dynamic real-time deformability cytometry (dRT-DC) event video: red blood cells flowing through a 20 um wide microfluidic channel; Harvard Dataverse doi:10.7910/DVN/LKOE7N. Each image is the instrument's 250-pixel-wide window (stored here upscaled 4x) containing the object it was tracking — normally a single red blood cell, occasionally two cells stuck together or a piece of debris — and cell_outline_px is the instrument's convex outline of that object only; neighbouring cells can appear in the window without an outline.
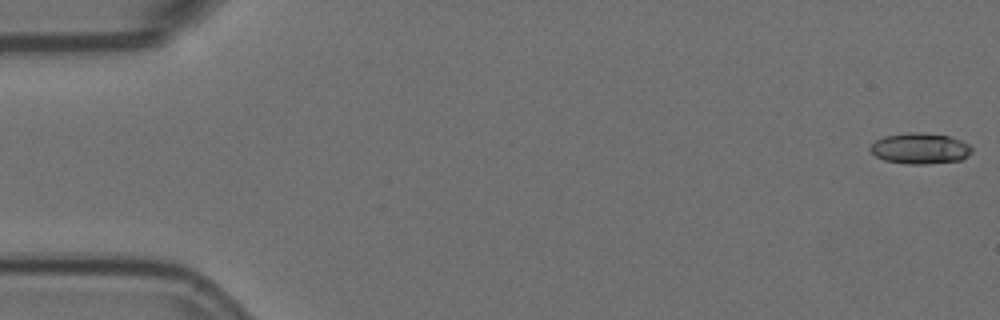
{"species": "Egyptian fruit bat (a non-hibernating species)", "species_latin": "Rousettus aegyptiacus", "temperature_condition": "room temperature", "stored_images_in_passage": 6, "camera_frame_rate_fps": 3000, "um_per_image_px": 0.085, "animal": {"sex": "female"}, "frame": {"image": 1, "passage_image": 1, "time_ms": 0.0, "image_size_px": [1000, 320], "cell_outline_px": [[972, 152], [968, 156], [960, 160], [924, 164], [908, 164], [884, 160], [876, 156], [868, 148], [876, 140], [884, 136], [912, 132], [920, 132], [948, 136], [960, 140], [968, 144], [972, 148]], "centroid_in_image_um": [78.2, 12.62], "position_along_channel_um": 6.8, "area_um2": 18.15}}
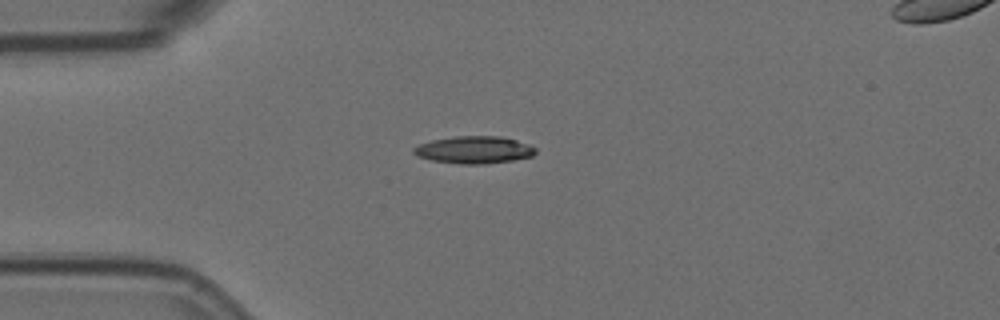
{"frame": {"image": 2, "passage_image": 5, "time_ms": 1.333, "image_size_px": [1000, 320], "cell_outline_px": [[536, 152], [532, 156], [512, 160], [484, 164], [460, 164], [432, 160], [420, 156], [412, 152], [412, 148], [420, 144], [432, 140], [456, 136], [500, 136], [516, 140], [528, 144], [536, 148]], "centroid_in_image_um": [40.31, 12.73], "position_along_channel_um": 44.7, "area_um2": 19.25}}